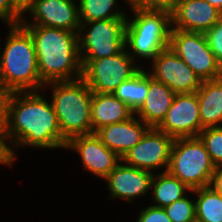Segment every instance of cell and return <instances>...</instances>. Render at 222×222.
I'll use <instances>...</instances> for the list:
<instances>
[{
  "label": "cell",
  "mask_w": 222,
  "mask_h": 222,
  "mask_svg": "<svg viewBox=\"0 0 222 222\" xmlns=\"http://www.w3.org/2000/svg\"><path fill=\"white\" fill-rule=\"evenodd\" d=\"M149 0H127L129 7L144 6Z\"/></svg>",
  "instance_id": "cell-36"
},
{
  "label": "cell",
  "mask_w": 222,
  "mask_h": 222,
  "mask_svg": "<svg viewBox=\"0 0 222 222\" xmlns=\"http://www.w3.org/2000/svg\"><path fill=\"white\" fill-rule=\"evenodd\" d=\"M126 19L81 23L78 31L80 60H95L118 54L125 48Z\"/></svg>",
  "instance_id": "cell-7"
},
{
  "label": "cell",
  "mask_w": 222,
  "mask_h": 222,
  "mask_svg": "<svg viewBox=\"0 0 222 222\" xmlns=\"http://www.w3.org/2000/svg\"><path fill=\"white\" fill-rule=\"evenodd\" d=\"M174 138L158 128L150 127L142 139L131 148L122 161L149 172H167Z\"/></svg>",
  "instance_id": "cell-10"
},
{
  "label": "cell",
  "mask_w": 222,
  "mask_h": 222,
  "mask_svg": "<svg viewBox=\"0 0 222 222\" xmlns=\"http://www.w3.org/2000/svg\"><path fill=\"white\" fill-rule=\"evenodd\" d=\"M198 137L204 143L213 164L222 166V126L206 127Z\"/></svg>",
  "instance_id": "cell-26"
},
{
  "label": "cell",
  "mask_w": 222,
  "mask_h": 222,
  "mask_svg": "<svg viewBox=\"0 0 222 222\" xmlns=\"http://www.w3.org/2000/svg\"><path fill=\"white\" fill-rule=\"evenodd\" d=\"M148 205L138 208L135 222H172L164 208Z\"/></svg>",
  "instance_id": "cell-29"
},
{
  "label": "cell",
  "mask_w": 222,
  "mask_h": 222,
  "mask_svg": "<svg viewBox=\"0 0 222 222\" xmlns=\"http://www.w3.org/2000/svg\"><path fill=\"white\" fill-rule=\"evenodd\" d=\"M210 186L222 195V166L216 167Z\"/></svg>",
  "instance_id": "cell-32"
},
{
  "label": "cell",
  "mask_w": 222,
  "mask_h": 222,
  "mask_svg": "<svg viewBox=\"0 0 222 222\" xmlns=\"http://www.w3.org/2000/svg\"><path fill=\"white\" fill-rule=\"evenodd\" d=\"M0 165L5 166L7 168H11L15 166L11 156H0Z\"/></svg>",
  "instance_id": "cell-34"
},
{
  "label": "cell",
  "mask_w": 222,
  "mask_h": 222,
  "mask_svg": "<svg viewBox=\"0 0 222 222\" xmlns=\"http://www.w3.org/2000/svg\"><path fill=\"white\" fill-rule=\"evenodd\" d=\"M149 128L134 114L128 120L98 129L95 134L108 149L122 159L142 139Z\"/></svg>",
  "instance_id": "cell-17"
},
{
  "label": "cell",
  "mask_w": 222,
  "mask_h": 222,
  "mask_svg": "<svg viewBox=\"0 0 222 222\" xmlns=\"http://www.w3.org/2000/svg\"><path fill=\"white\" fill-rule=\"evenodd\" d=\"M154 174L147 170L126 165L122 160L104 179L111 200L134 204L149 197ZM147 195V196H146ZM145 197V198H144ZM141 199V200H139Z\"/></svg>",
  "instance_id": "cell-13"
},
{
  "label": "cell",
  "mask_w": 222,
  "mask_h": 222,
  "mask_svg": "<svg viewBox=\"0 0 222 222\" xmlns=\"http://www.w3.org/2000/svg\"><path fill=\"white\" fill-rule=\"evenodd\" d=\"M146 66L153 79L164 83L175 94L194 93L203 82L169 46Z\"/></svg>",
  "instance_id": "cell-11"
},
{
  "label": "cell",
  "mask_w": 222,
  "mask_h": 222,
  "mask_svg": "<svg viewBox=\"0 0 222 222\" xmlns=\"http://www.w3.org/2000/svg\"><path fill=\"white\" fill-rule=\"evenodd\" d=\"M222 12L205 0H180L171 10L172 29L206 33Z\"/></svg>",
  "instance_id": "cell-16"
},
{
  "label": "cell",
  "mask_w": 222,
  "mask_h": 222,
  "mask_svg": "<svg viewBox=\"0 0 222 222\" xmlns=\"http://www.w3.org/2000/svg\"><path fill=\"white\" fill-rule=\"evenodd\" d=\"M133 115L134 112L130 107L113 93L93 92L91 102L92 134L106 125L128 120Z\"/></svg>",
  "instance_id": "cell-19"
},
{
  "label": "cell",
  "mask_w": 222,
  "mask_h": 222,
  "mask_svg": "<svg viewBox=\"0 0 222 222\" xmlns=\"http://www.w3.org/2000/svg\"><path fill=\"white\" fill-rule=\"evenodd\" d=\"M157 128L174 139L198 137L204 127L196 92L176 94L165 119Z\"/></svg>",
  "instance_id": "cell-14"
},
{
  "label": "cell",
  "mask_w": 222,
  "mask_h": 222,
  "mask_svg": "<svg viewBox=\"0 0 222 222\" xmlns=\"http://www.w3.org/2000/svg\"><path fill=\"white\" fill-rule=\"evenodd\" d=\"M164 210L172 222H196L194 189L183 198L165 206Z\"/></svg>",
  "instance_id": "cell-25"
},
{
  "label": "cell",
  "mask_w": 222,
  "mask_h": 222,
  "mask_svg": "<svg viewBox=\"0 0 222 222\" xmlns=\"http://www.w3.org/2000/svg\"><path fill=\"white\" fill-rule=\"evenodd\" d=\"M81 64L82 79L95 93H113L122 82L141 69L126 47L116 55L102 59L81 60Z\"/></svg>",
  "instance_id": "cell-8"
},
{
  "label": "cell",
  "mask_w": 222,
  "mask_h": 222,
  "mask_svg": "<svg viewBox=\"0 0 222 222\" xmlns=\"http://www.w3.org/2000/svg\"><path fill=\"white\" fill-rule=\"evenodd\" d=\"M48 99L43 90L11 92L3 140L14 163L18 149L65 150L67 141L61 136L56 113Z\"/></svg>",
  "instance_id": "cell-1"
},
{
  "label": "cell",
  "mask_w": 222,
  "mask_h": 222,
  "mask_svg": "<svg viewBox=\"0 0 222 222\" xmlns=\"http://www.w3.org/2000/svg\"><path fill=\"white\" fill-rule=\"evenodd\" d=\"M65 150L79 154L83 170L102 181L121 161V158L108 149L95 133L71 138Z\"/></svg>",
  "instance_id": "cell-15"
},
{
  "label": "cell",
  "mask_w": 222,
  "mask_h": 222,
  "mask_svg": "<svg viewBox=\"0 0 222 222\" xmlns=\"http://www.w3.org/2000/svg\"><path fill=\"white\" fill-rule=\"evenodd\" d=\"M147 92L148 72L145 68H141L131 78L122 82L113 94L135 113L144 103Z\"/></svg>",
  "instance_id": "cell-23"
},
{
  "label": "cell",
  "mask_w": 222,
  "mask_h": 222,
  "mask_svg": "<svg viewBox=\"0 0 222 222\" xmlns=\"http://www.w3.org/2000/svg\"><path fill=\"white\" fill-rule=\"evenodd\" d=\"M128 10L125 47L134 61L144 68L169 46L172 29L171 11L144 6H133Z\"/></svg>",
  "instance_id": "cell-4"
},
{
  "label": "cell",
  "mask_w": 222,
  "mask_h": 222,
  "mask_svg": "<svg viewBox=\"0 0 222 222\" xmlns=\"http://www.w3.org/2000/svg\"><path fill=\"white\" fill-rule=\"evenodd\" d=\"M191 190L185 183L168 172L155 173L151 184V196H149L151 198H147L146 201L150 202L149 204L152 206L164 208L183 198Z\"/></svg>",
  "instance_id": "cell-21"
},
{
  "label": "cell",
  "mask_w": 222,
  "mask_h": 222,
  "mask_svg": "<svg viewBox=\"0 0 222 222\" xmlns=\"http://www.w3.org/2000/svg\"><path fill=\"white\" fill-rule=\"evenodd\" d=\"M0 156H11L8 152L6 145L3 140V135L0 133Z\"/></svg>",
  "instance_id": "cell-35"
},
{
  "label": "cell",
  "mask_w": 222,
  "mask_h": 222,
  "mask_svg": "<svg viewBox=\"0 0 222 222\" xmlns=\"http://www.w3.org/2000/svg\"><path fill=\"white\" fill-rule=\"evenodd\" d=\"M22 15L13 0H0V21L4 27L20 24Z\"/></svg>",
  "instance_id": "cell-27"
},
{
  "label": "cell",
  "mask_w": 222,
  "mask_h": 222,
  "mask_svg": "<svg viewBox=\"0 0 222 222\" xmlns=\"http://www.w3.org/2000/svg\"><path fill=\"white\" fill-rule=\"evenodd\" d=\"M169 47L202 81L221 78L222 67L209 48L205 33L171 29Z\"/></svg>",
  "instance_id": "cell-9"
},
{
  "label": "cell",
  "mask_w": 222,
  "mask_h": 222,
  "mask_svg": "<svg viewBox=\"0 0 222 222\" xmlns=\"http://www.w3.org/2000/svg\"><path fill=\"white\" fill-rule=\"evenodd\" d=\"M222 12V0H205Z\"/></svg>",
  "instance_id": "cell-37"
},
{
  "label": "cell",
  "mask_w": 222,
  "mask_h": 222,
  "mask_svg": "<svg viewBox=\"0 0 222 222\" xmlns=\"http://www.w3.org/2000/svg\"><path fill=\"white\" fill-rule=\"evenodd\" d=\"M216 166L199 137L174 139L167 172L189 188L208 187Z\"/></svg>",
  "instance_id": "cell-6"
},
{
  "label": "cell",
  "mask_w": 222,
  "mask_h": 222,
  "mask_svg": "<svg viewBox=\"0 0 222 222\" xmlns=\"http://www.w3.org/2000/svg\"><path fill=\"white\" fill-rule=\"evenodd\" d=\"M21 24L78 32L81 25L78 1L35 0L23 13Z\"/></svg>",
  "instance_id": "cell-12"
},
{
  "label": "cell",
  "mask_w": 222,
  "mask_h": 222,
  "mask_svg": "<svg viewBox=\"0 0 222 222\" xmlns=\"http://www.w3.org/2000/svg\"><path fill=\"white\" fill-rule=\"evenodd\" d=\"M180 0H149L144 7L171 11Z\"/></svg>",
  "instance_id": "cell-31"
},
{
  "label": "cell",
  "mask_w": 222,
  "mask_h": 222,
  "mask_svg": "<svg viewBox=\"0 0 222 222\" xmlns=\"http://www.w3.org/2000/svg\"><path fill=\"white\" fill-rule=\"evenodd\" d=\"M35 44L38 70L46 84L82 78L78 32L39 25H23Z\"/></svg>",
  "instance_id": "cell-2"
},
{
  "label": "cell",
  "mask_w": 222,
  "mask_h": 222,
  "mask_svg": "<svg viewBox=\"0 0 222 222\" xmlns=\"http://www.w3.org/2000/svg\"><path fill=\"white\" fill-rule=\"evenodd\" d=\"M209 48L222 67V18L205 33Z\"/></svg>",
  "instance_id": "cell-28"
},
{
  "label": "cell",
  "mask_w": 222,
  "mask_h": 222,
  "mask_svg": "<svg viewBox=\"0 0 222 222\" xmlns=\"http://www.w3.org/2000/svg\"><path fill=\"white\" fill-rule=\"evenodd\" d=\"M80 23L108 20L126 19L129 8L127 0H77ZM123 4H120V3ZM126 4V5H124ZM123 6H127L124 9Z\"/></svg>",
  "instance_id": "cell-22"
},
{
  "label": "cell",
  "mask_w": 222,
  "mask_h": 222,
  "mask_svg": "<svg viewBox=\"0 0 222 222\" xmlns=\"http://www.w3.org/2000/svg\"><path fill=\"white\" fill-rule=\"evenodd\" d=\"M42 90L50 93L48 96L57 116L61 136L67 142L76 136L92 134L93 92L82 78L49 82Z\"/></svg>",
  "instance_id": "cell-5"
},
{
  "label": "cell",
  "mask_w": 222,
  "mask_h": 222,
  "mask_svg": "<svg viewBox=\"0 0 222 222\" xmlns=\"http://www.w3.org/2000/svg\"><path fill=\"white\" fill-rule=\"evenodd\" d=\"M35 0H13L15 6L24 13Z\"/></svg>",
  "instance_id": "cell-33"
},
{
  "label": "cell",
  "mask_w": 222,
  "mask_h": 222,
  "mask_svg": "<svg viewBox=\"0 0 222 222\" xmlns=\"http://www.w3.org/2000/svg\"><path fill=\"white\" fill-rule=\"evenodd\" d=\"M5 28V38L0 36L1 83L10 92L41 91L45 83L39 75L32 35L21 23Z\"/></svg>",
  "instance_id": "cell-3"
},
{
  "label": "cell",
  "mask_w": 222,
  "mask_h": 222,
  "mask_svg": "<svg viewBox=\"0 0 222 222\" xmlns=\"http://www.w3.org/2000/svg\"><path fill=\"white\" fill-rule=\"evenodd\" d=\"M11 92L1 83L0 79V133L3 135L7 122V104Z\"/></svg>",
  "instance_id": "cell-30"
},
{
  "label": "cell",
  "mask_w": 222,
  "mask_h": 222,
  "mask_svg": "<svg viewBox=\"0 0 222 222\" xmlns=\"http://www.w3.org/2000/svg\"><path fill=\"white\" fill-rule=\"evenodd\" d=\"M196 222H222V195L211 186L194 189Z\"/></svg>",
  "instance_id": "cell-24"
},
{
  "label": "cell",
  "mask_w": 222,
  "mask_h": 222,
  "mask_svg": "<svg viewBox=\"0 0 222 222\" xmlns=\"http://www.w3.org/2000/svg\"><path fill=\"white\" fill-rule=\"evenodd\" d=\"M175 93L148 74V92L142 106L134 113L149 127L157 128L165 119Z\"/></svg>",
  "instance_id": "cell-18"
},
{
  "label": "cell",
  "mask_w": 222,
  "mask_h": 222,
  "mask_svg": "<svg viewBox=\"0 0 222 222\" xmlns=\"http://www.w3.org/2000/svg\"><path fill=\"white\" fill-rule=\"evenodd\" d=\"M196 94L202 126H222V77L203 81Z\"/></svg>",
  "instance_id": "cell-20"
}]
</instances>
